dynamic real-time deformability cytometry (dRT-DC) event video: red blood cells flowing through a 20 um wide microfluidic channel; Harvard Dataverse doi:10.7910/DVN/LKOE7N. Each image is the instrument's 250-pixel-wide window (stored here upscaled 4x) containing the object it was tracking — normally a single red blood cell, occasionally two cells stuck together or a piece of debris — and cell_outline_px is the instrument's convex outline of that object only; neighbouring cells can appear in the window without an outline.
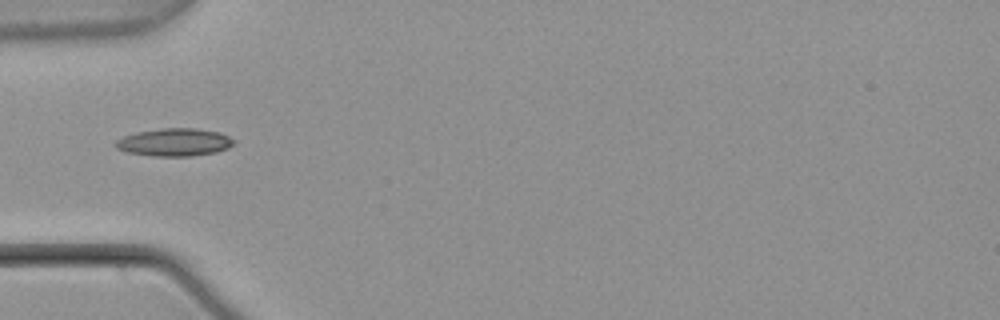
{"species": "common noctule bat (a hibernating species)", "species_latin": "Nyctalus noctula", "temperature_condition": "warm", "stored_images_in_passage": 2, "camera_frame_rate_fps": 3000, "um_per_image_px": 0.085, "animal": {"sex": "male", "body_mass_g": 21.5, "forearm_length_mm": 52.0}, "frame": {"image": 1, "passage_image": 1, "time_ms": 0.0, "image_size_px": [1000, 320], "cell_outline_px": [[236, 140], [228, 148], [216, 152], [192, 156], [152, 156], [124, 152], [116, 148], [112, 144], [116, 140], [124, 136], [136, 132], [160, 128], [196, 128], [220, 132]], "centroid_in_image_um": [14.79, 12.09], "position_along_channel_um": 70.2, "area_um2": 19.36}}
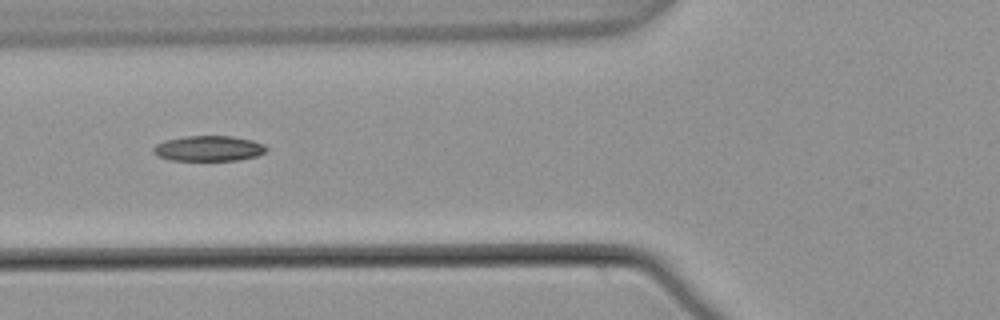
{"frame": {"image": 2, "passage_image": 2, "time_ms": 0.333, "image_size_px": [1000, 320], "cell_outline_px": [[268, 148], [264, 152], [256, 156], [240, 160], [172, 160], [156, 156], [152, 152], [152, 148], [156, 144], [164, 140], [184, 136], [232, 136], [252, 140], [264, 144]], "centroid_in_image_um": [17.7, 12.61], "position_along_channel_um": 108.1, "area_um2": 16.82}}